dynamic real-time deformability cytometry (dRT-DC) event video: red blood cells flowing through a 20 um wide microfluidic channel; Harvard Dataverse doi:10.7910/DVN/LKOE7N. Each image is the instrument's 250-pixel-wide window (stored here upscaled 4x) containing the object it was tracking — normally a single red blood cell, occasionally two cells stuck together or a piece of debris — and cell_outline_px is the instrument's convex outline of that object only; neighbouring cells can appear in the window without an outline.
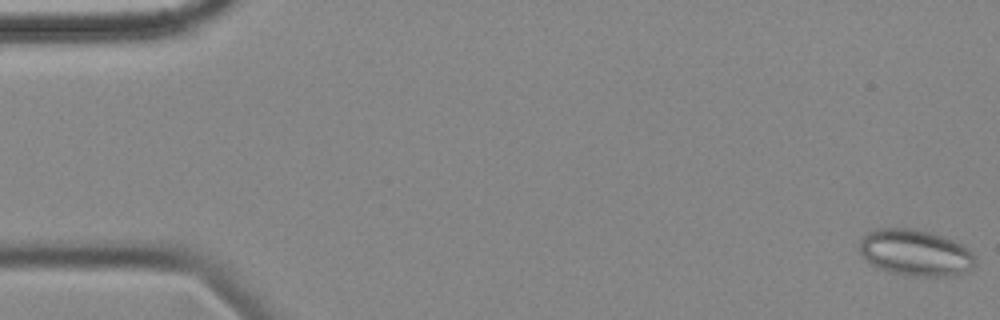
{"species": "common noctule bat (a hibernating species)", "species_latin": "Nyctalus noctula", "temperature_condition": "cold", "stored_images_in_passage": 57, "camera_frame_rate_fps": 3000, "um_per_image_px": 0.085, "animal": {"sex": "female", "body_mass_g": 18.4}, "frame": {"image": 1, "passage_image": 1, "time_ms": 0.0, "image_size_px": [1000, 320], "cell_outline_px": [[976, 264], [972, 268], [956, 276], [912, 276], [892, 272], [880, 268], [872, 264], [860, 252], [860, 240], [868, 232], [876, 228], [912, 228], [932, 232], [944, 236], [964, 244], [972, 252], [976, 260]], "centroid_in_image_um": [77.87, 21.47], "position_along_channel_um": 7.1, "area_um2": 31.44}}
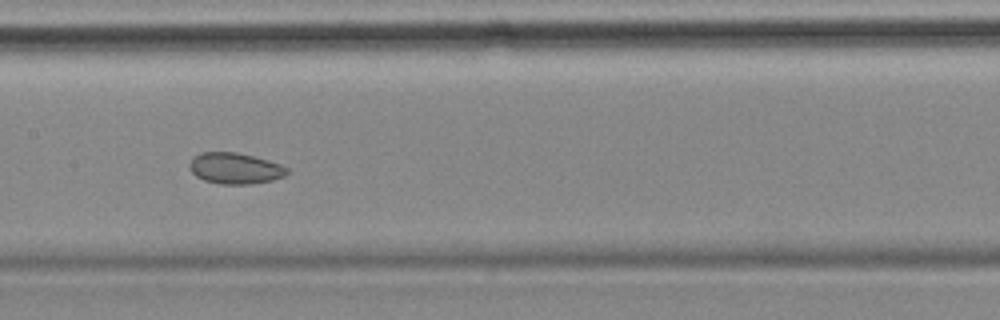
{"frame": {"image": 2, "passage_image": 28, "time_ms": 9.0, "image_size_px": [1000, 320], "cell_outline_px": [[288, 172], [284, 176], [272, 180], [252, 184], [220, 184], [204, 180], [196, 176], [188, 168], [188, 164], [192, 156], [200, 152], [236, 152], [268, 160], [280, 164], [288, 168]], "centroid_in_image_um": [19.94, 14.3], "position_along_channel_um": 187.5, "area_um2": 17.8}}
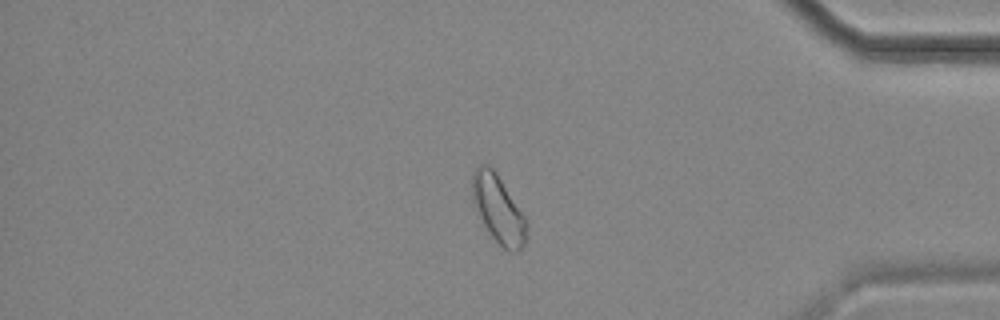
{"frame": {"image": 3, "passage_image": 48, "time_ms": 15.667, "image_size_px": [1000, 320], "cell_outline_px": [[528, 240], [516, 252], [512, 252], [504, 248], [492, 236], [476, 216], [472, 204], [472, 172], [480, 164], [488, 164], [496, 172], [528, 220]], "centroid_in_image_um": [42.35, 17.78], "position_along_channel_um": 392.8, "area_um2": 22.02}, "authors_computed_cell_mechanics": {"area_um2": 20.9236, "velocity_mm_per_s": 3.4965, "shape_relaxation_time_tau1_ms": null, "shape_relaxation_time_tau2_ms": 4.8197, "deformation_change_tau1": null, "deformation_change_tau2": 0.083}}